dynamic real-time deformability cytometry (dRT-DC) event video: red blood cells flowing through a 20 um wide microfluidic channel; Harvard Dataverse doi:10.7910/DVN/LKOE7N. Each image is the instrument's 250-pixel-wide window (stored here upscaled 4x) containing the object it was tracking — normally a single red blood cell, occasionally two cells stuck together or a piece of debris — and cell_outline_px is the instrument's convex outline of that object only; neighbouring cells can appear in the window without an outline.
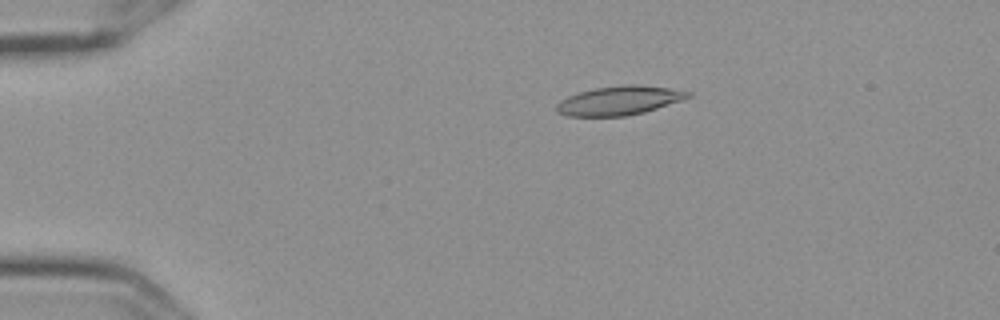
{"species": "Egyptian fruit bat (a non-hibernating species)", "species_latin": "Rousettus aegyptiacus", "temperature_condition": "cold", "stored_images_in_passage": 8, "camera_frame_rate_fps": 3000, "um_per_image_px": 0.085, "frame": {"image": 1, "passage_image": 1, "time_ms": 0.0, "image_size_px": [1000, 320], "cell_outline_px": [[692, 96], [644, 112], [624, 116], [568, 116], [556, 112], [556, 104], [560, 100], [568, 96], [580, 92], [596, 88], [624, 84], [640, 84], [668, 88], [692, 92]], "centroid_in_image_um": [52.61, 8.54], "position_along_channel_um": 32.4, "area_um2": 22.08}}